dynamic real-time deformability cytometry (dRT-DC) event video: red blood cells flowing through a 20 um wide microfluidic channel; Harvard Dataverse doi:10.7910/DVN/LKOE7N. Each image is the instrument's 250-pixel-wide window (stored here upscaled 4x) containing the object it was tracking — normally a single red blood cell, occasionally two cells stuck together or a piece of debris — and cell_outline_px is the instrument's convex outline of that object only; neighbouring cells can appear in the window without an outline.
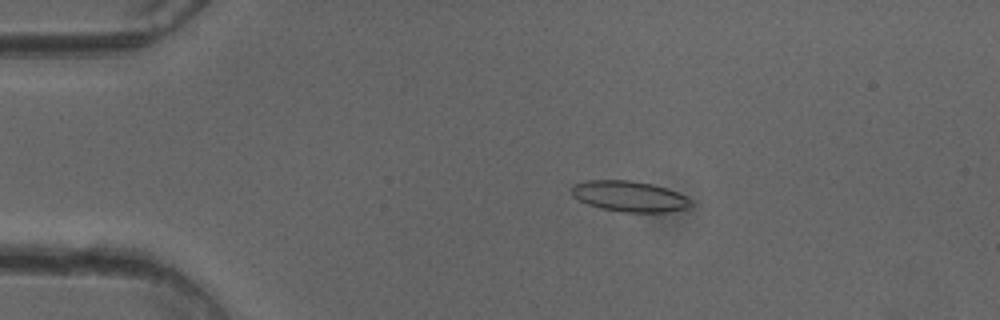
{"species": "common noctule bat (a hibernating species)", "species_latin": "Nyctalus noctula", "temperature_condition": "cold", "stored_images_in_passage": 51, "camera_frame_rate_fps": 3000, "um_per_image_px": 0.085, "animal": {"sex": "female"}, "frame": {"image": 1, "passage_image": 10, "time_ms": 3.0, "image_size_px": [1000, 320], "cell_outline_px": [[692, 204], [688, 208], [664, 212], [624, 212], [600, 208], [588, 204], [572, 196], [572, 184], [584, 180], [628, 180], [652, 184], [668, 188], [692, 200]], "centroid_in_image_um": [53.48, 16.68], "position_along_channel_um": 31.5, "area_um2": 21.33}}
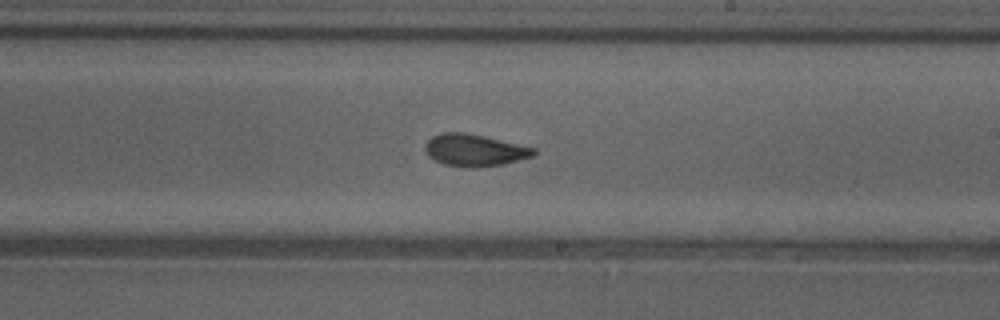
{"frame": {"image": 2, "passage_image": 30, "time_ms": 9.667, "image_size_px": [1000, 320], "cell_outline_px": [[536, 152], [532, 156], [504, 164], [476, 168], [468, 168], [444, 164], [428, 156], [424, 148], [424, 144], [432, 136], [440, 132], [464, 132], [484, 136], [536, 148]], "centroid_in_image_um": [40.31, 12.76], "position_along_channel_um": 248.7, "area_um2": 20.35}}
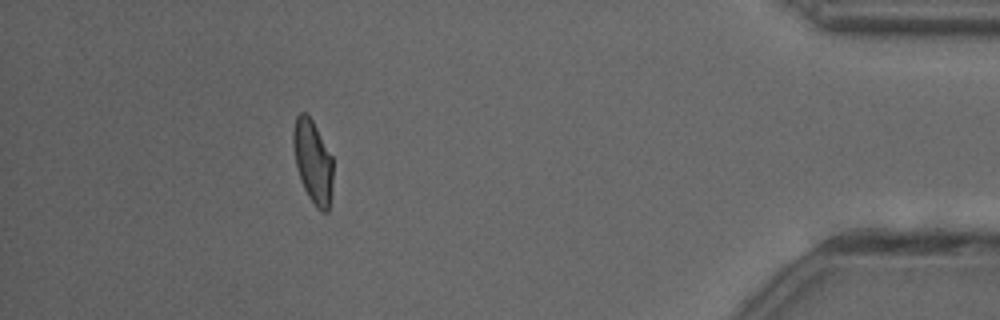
{"frame": {"image": 3, "passage_image": 46, "time_ms": 15.0, "image_size_px": [1000, 320], "cell_outline_px": [[332, 184], [328, 212], [320, 212], [316, 208], [308, 196], [304, 188], [296, 164], [292, 144], [292, 132], [296, 116], [300, 112], [304, 112], [312, 120], [332, 156]], "centroid_in_image_um": [26.58, 13.73], "position_along_channel_um": 408.6, "area_um2": 19.13}, "authors_computed_cell_mechanics": {"area_um2": 20.23, "velocity_mm_per_s": 4.0342, "shape_relaxation_time_tau1_ms": 4.9313, "shape_relaxation_time_tau2_ms": 1.716, "deformation_change_tau1": 0.1335, "deformation_change_tau2": 0.0784}}